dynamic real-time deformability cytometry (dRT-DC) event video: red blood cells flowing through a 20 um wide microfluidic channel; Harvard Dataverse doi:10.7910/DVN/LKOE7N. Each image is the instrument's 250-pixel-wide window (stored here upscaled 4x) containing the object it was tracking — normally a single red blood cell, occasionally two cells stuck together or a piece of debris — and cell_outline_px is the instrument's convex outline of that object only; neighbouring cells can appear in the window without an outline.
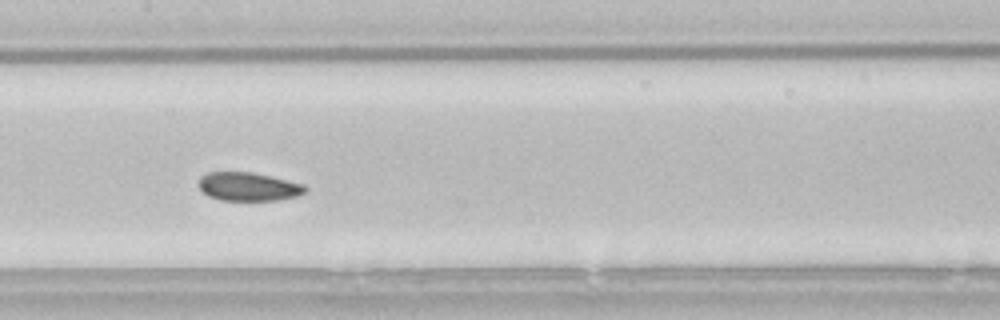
{"species": "common noctule bat (a hibernating species)", "species_latin": "Nyctalus noctula", "temperature_condition": "room temperature", "stored_images_in_passage": 49, "camera_frame_rate_fps": 3000, "um_per_image_px": 0.085, "animal": {"sex": "male", "body_mass_g": 21.5, "forearm_length_mm": 52.0}, "frame": {"image": 1, "passage_image": 22, "time_ms": 7.0, "image_size_px": [1000, 320], "cell_outline_px": [[308, 192], [296, 196], [276, 200], [220, 200], [208, 196], [200, 188], [200, 176], [208, 172], [252, 172], [304, 184], [308, 188]], "centroid_in_image_um": [21.14, 15.86], "position_along_channel_um": 186.3, "area_um2": 17.63}, "authors_computed_cell_mechanics": {"area_um2": 18.3804, "velocity_mm_per_s": 3.7804, "shape_relaxation_time_tau1_ms": 6.2164, "shape_relaxation_time_tau2_ms": null, "deformation_change_tau1": 0.0736, "deformation_change_tau2": null}}